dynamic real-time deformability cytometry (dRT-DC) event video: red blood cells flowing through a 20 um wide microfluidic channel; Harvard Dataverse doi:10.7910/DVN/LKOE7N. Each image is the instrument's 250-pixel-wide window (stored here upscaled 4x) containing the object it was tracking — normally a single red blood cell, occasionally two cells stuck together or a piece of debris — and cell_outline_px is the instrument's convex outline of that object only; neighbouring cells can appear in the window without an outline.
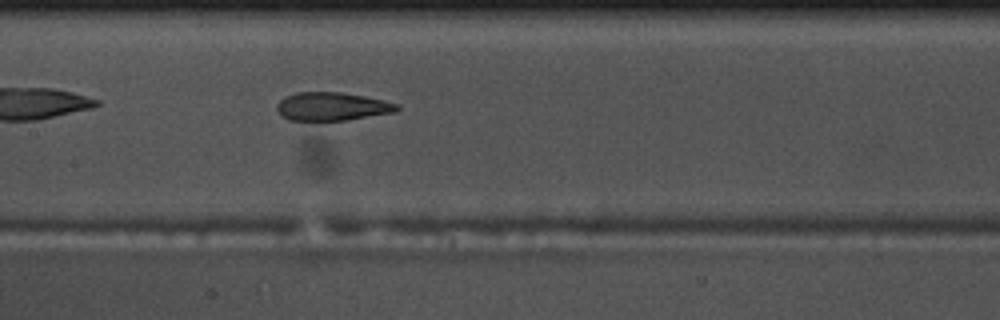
{"species": "common noctule bat (a hibernating species)", "species_latin": "Nyctalus noctula", "temperature_condition": "warm", "stored_images_in_passage": 41, "camera_frame_rate_fps": 3000, "um_per_image_px": 0.085, "animal": {"sex": "male", "body_mass_g": 17.5, "forearm_length_mm": 52.3}, "frame": {"image": 1, "passage_image": 12, "time_ms": 3.667, "image_size_px": [1000, 320], "cell_outline_px": [[400, 108], [396, 112], [344, 120], [288, 120], [280, 116], [276, 108], [276, 104], [284, 96], [296, 92], [340, 92], [364, 96], [384, 100], [400, 104]], "centroid_in_image_um": [28.2, 9.04], "position_along_channel_um": 179.2, "area_um2": 19.94}}
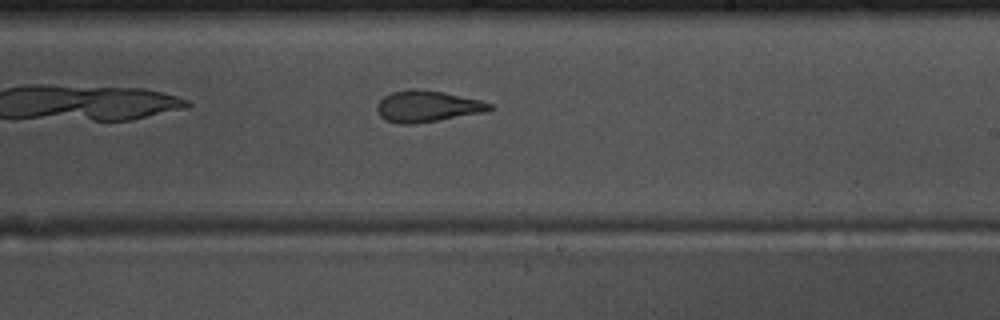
{"frame": {"image": 2, "passage_image": 18, "time_ms": 5.667, "image_size_px": [1000, 320], "cell_outline_px": [[492, 108], [488, 112], [416, 124], [396, 124], [384, 120], [376, 112], [376, 104], [384, 96], [392, 92], [412, 88], [444, 92], [480, 100], [492, 104]], "centroid_in_image_um": [36.29, 9.05], "position_along_channel_um": 252.7, "area_um2": 20.92}, "authors_computed_cell_mechanics": {"area_um2": 21.3282, "velocity_mm_per_s": 3.6935, "shape_relaxation_time_tau1_ms": null, "shape_relaxation_time_tau2_ms": 2.0167, "deformation_change_tau1": null, "deformation_change_tau2": 0.0949}}